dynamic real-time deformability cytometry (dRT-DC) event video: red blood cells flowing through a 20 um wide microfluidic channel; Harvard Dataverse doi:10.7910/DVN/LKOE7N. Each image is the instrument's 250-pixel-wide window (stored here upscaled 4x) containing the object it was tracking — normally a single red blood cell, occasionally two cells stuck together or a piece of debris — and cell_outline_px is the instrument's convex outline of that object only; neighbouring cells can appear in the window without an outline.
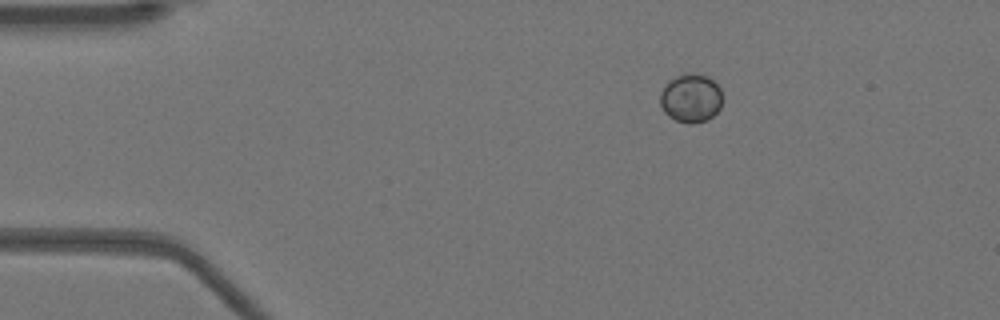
{"species": "Egyptian fruit bat (a non-hibernating species)", "species_latin": "Rousettus aegyptiacus", "temperature_condition": "warm", "stored_images_in_passage": 44, "camera_frame_rate_fps": 3000, "um_per_image_px": 0.085, "animal": {"sex": "female"}, "frame": {"image": 1, "passage_image": 1, "time_ms": 0.0, "image_size_px": [1000, 320], "cell_outline_px": [[720, 108], [708, 120], [692, 124], [688, 124], [676, 120], [668, 116], [664, 112], [660, 104], [660, 92], [668, 80], [684, 72], [696, 72], [708, 76], [720, 88]], "centroid_in_image_um": [58.69, 8.32], "position_along_channel_um": 26.3, "area_um2": 17.86}}
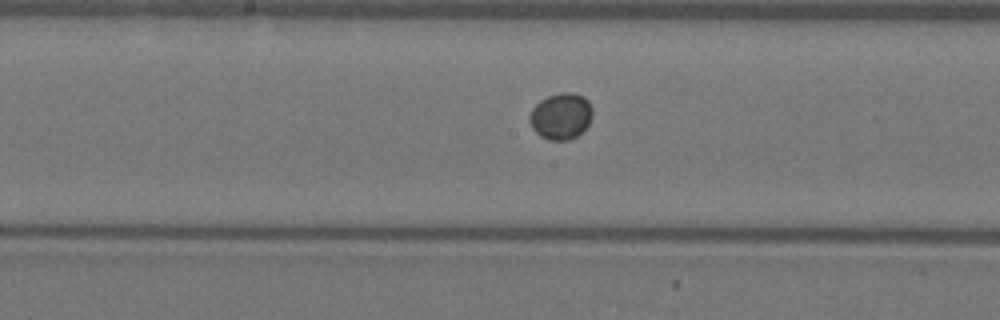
{"frame": {"image": 2, "passage_image": 19, "time_ms": 6.0, "image_size_px": [1000, 320], "cell_outline_px": [[592, 116], [588, 124], [576, 136], [568, 140], [548, 140], [540, 136], [532, 128], [528, 120], [528, 116], [532, 108], [540, 100], [548, 96], [564, 92], [572, 92], [584, 96], [588, 100], [592, 108]], "centroid_in_image_um": [47.66, 9.86], "position_along_channel_um": 200.5, "area_um2": 17.05}}
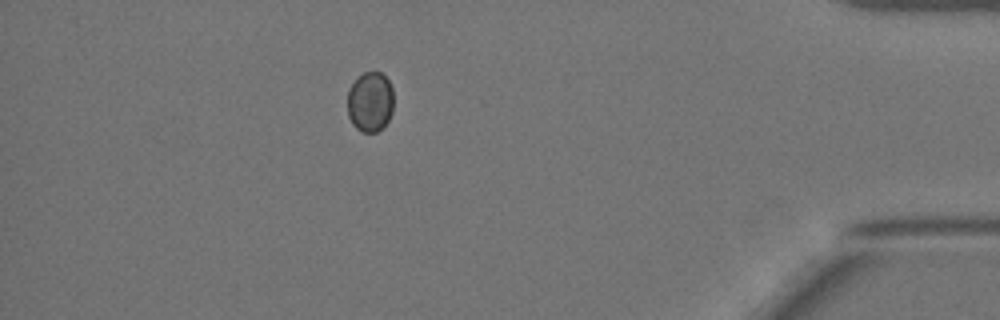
{"frame": {"image": 3, "passage_image": 38, "time_ms": 12.333, "image_size_px": [1000, 320], "cell_outline_px": [[392, 112], [388, 120], [376, 132], [364, 132], [356, 128], [352, 124], [348, 116], [348, 88], [364, 72], [380, 72], [388, 80], [392, 88]], "centroid_in_image_um": [31.45, 8.66], "position_along_channel_um": 403.8, "area_um2": 15.95}}